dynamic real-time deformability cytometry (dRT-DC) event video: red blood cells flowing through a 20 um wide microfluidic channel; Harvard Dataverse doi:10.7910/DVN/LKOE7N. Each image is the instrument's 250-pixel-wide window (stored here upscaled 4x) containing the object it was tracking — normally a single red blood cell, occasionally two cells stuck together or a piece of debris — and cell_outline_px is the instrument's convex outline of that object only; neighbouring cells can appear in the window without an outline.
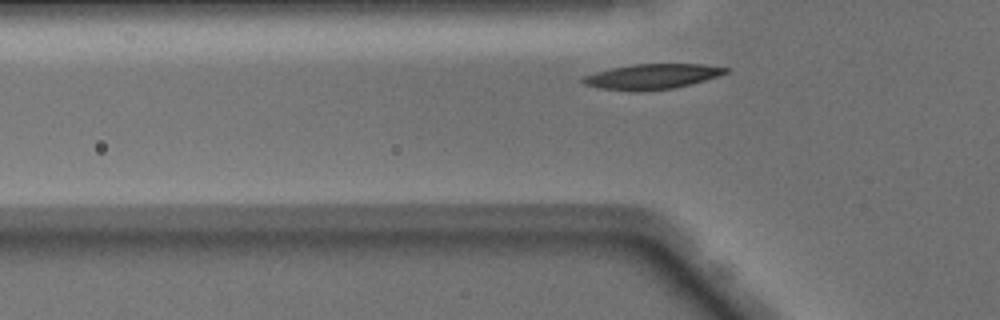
{"species": "Egyptian fruit bat (a non-hibernating species)", "species_latin": "Rousettus aegyptiacus", "temperature_condition": "warm", "stored_images_in_passage": 36, "camera_frame_rate_fps": 3000, "um_per_image_px": 0.085, "animal": {"sex": "male"}, "frame": {"image": 1, "passage_image": 4, "time_ms": 1.0, "image_size_px": [1000, 320], "cell_outline_px": [[732, 68], [728, 72], [704, 80], [676, 88], [600, 88], [584, 84], [580, 80], [580, 76], [612, 68], [632, 64], [704, 64]], "centroid_in_image_um": [55.46, 6.44], "position_along_channel_um": 70.3, "area_um2": 20.0}}
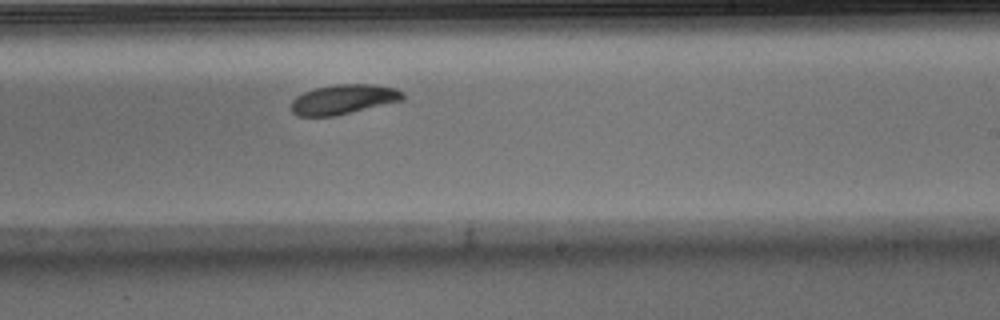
{"frame": {"image": 2, "passage_image": 18, "time_ms": 5.667, "image_size_px": [1000, 320], "cell_outline_px": [[404, 100], [336, 116], [296, 116], [292, 112], [292, 100], [296, 96], [312, 88], [336, 84], [372, 84], [396, 88], [404, 92]], "centroid_in_image_um": [29.2, 8.44], "position_along_channel_um": 259.8, "area_um2": 19.54}}
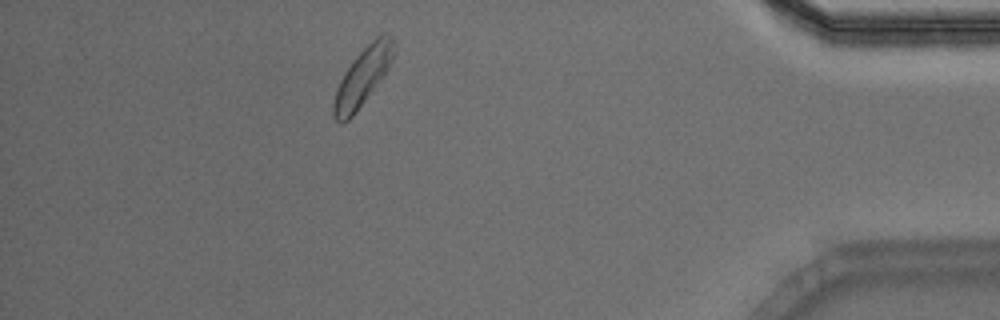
{"frame": {"image": 3, "passage_image": 32, "time_ms": 10.333, "image_size_px": [1000, 320], "cell_outline_px": [[392, 60], [388, 68], [380, 80], [352, 116], [348, 120], [340, 124], [332, 116], [332, 104], [336, 88], [344, 72], [356, 56], [376, 36], [384, 32], [388, 32], [392, 36]], "centroid_in_image_um": [30.77, 6.54], "position_along_channel_um": 404.4, "area_um2": 19.88}}